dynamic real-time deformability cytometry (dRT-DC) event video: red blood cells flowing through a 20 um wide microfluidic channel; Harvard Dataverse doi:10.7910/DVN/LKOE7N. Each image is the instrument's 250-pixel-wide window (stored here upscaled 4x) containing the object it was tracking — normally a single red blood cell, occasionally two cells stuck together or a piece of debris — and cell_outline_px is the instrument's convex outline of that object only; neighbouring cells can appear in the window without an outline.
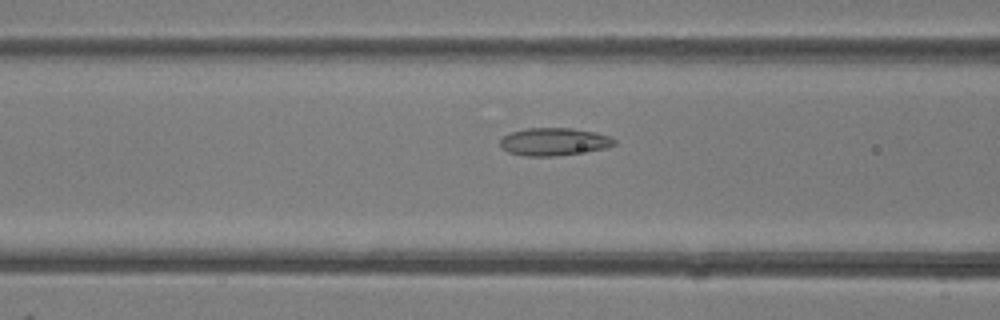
{"species": "common noctule bat (a hibernating species)", "species_latin": "Nyctalus noctula", "temperature_condition": "room temperature", "stored_images_in_passage": 5, "camera_frame_rate_fps": 3000, "um_per_image_px": 0.085, "animal": {"sex": "female"}, "frame": {"image": 1, "passage_image": 5, "time_ms": 4.667, "image_size_px": [1000, 320], "cell_outline_px": [[616, 144], [604, 148], [552, 156], [524, 156], [508, 152], [500, 144], [500, 140], [508, 132], [524, 128], [572, 128], [596, 132], [608, 136], [616, 140]], "centroid_in_image_um": [47.05, 12.03], "position_along_channel_um": 119.6, "area_um2": 18.26}}